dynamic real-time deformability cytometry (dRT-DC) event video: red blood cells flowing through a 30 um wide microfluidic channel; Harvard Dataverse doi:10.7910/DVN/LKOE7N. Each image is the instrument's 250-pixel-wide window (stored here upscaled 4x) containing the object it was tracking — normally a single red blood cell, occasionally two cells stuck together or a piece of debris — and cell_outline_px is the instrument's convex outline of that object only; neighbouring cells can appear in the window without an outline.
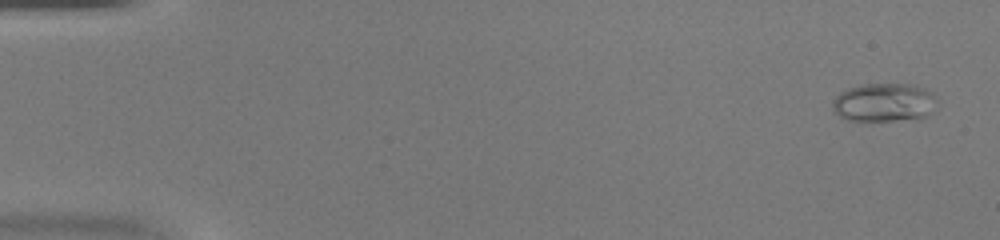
{"species": "common noctule bat (a hibernating species)", "species_latin": "Nyctalus noctula", "temperature_condition": "warm", "stored_images_in_passage": 49, "camera_frame_rate_fps": 3000, "um_per_image_px": 0.085, "animal": {"sex": "female", "body_mass_g": 20.0, "forearm_length_mm": 54.0}, "frame": {"image": 1, "passage_image": 2, "time_ms": 0.333, "image_size_px": [1000, 240], "cell_outline_px": [[940, 104], [928, 116], [920, 120], [848, 120], [832, 112], [832, 100], [840, 92], [848, 88], [860, 84], [912, 84], [928, 88], [932, 92]], "centroid_in_image_um": [75.22, 8.71], "position_along_channel_um": 9.8, "area_um2": 24.22}}
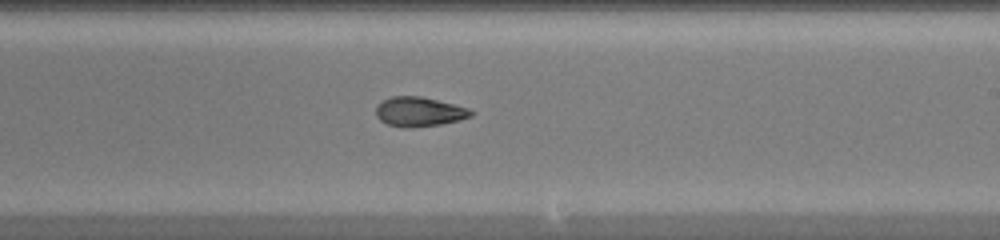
{"frame": {"image": 2, "passage_image": 30, "time_ms": 9.667, "image_size_px": [1000, 240], "cell_outline_px": [[476, 112], [472, 116], [460, 120], [440, 124], [412, 128], [404, 128], [388, 124], [380, 120], [376, 116], [376, 108], [384, 100], [392, 96], [420, 96], [468, 108]], "centroid_in_image_um": [35.65, 9.51], "position_along_channel_um": 253.4, "area_um2": 16.24}}
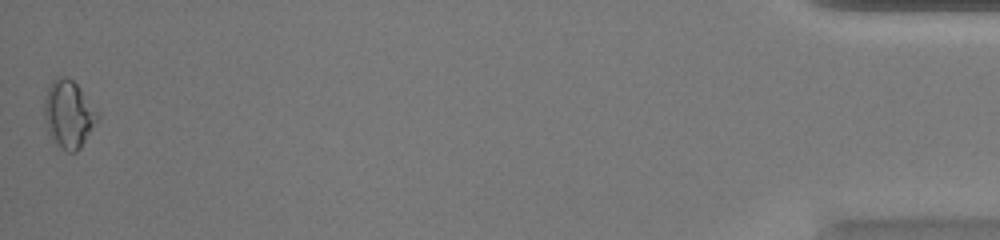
{"frame": {"image": 3, "passage_image": 49, "time_ms": 16.0, "image_size_px": [1000, 240], "cell_outline_px": [[100, 116], [80, 148], [76, 152], [68, 152], [60, 148], [48, 136], [44, 116], [44, 100], [48, 88], [52, 80], [56, 76], [64, 76], [72, 80], [80, 88]], "centroid_in_image_um": [5.8, 9.72], "position_along_channel_um": 429.4, "area_um2": 20.92}, "authors_computed_cell_mechanics": {"area_um2": 17.8024, "velocity_mm_per_s": 4.2185, "shape_relaxation_time_tau1_ms": null, "shape_relaxation_time_tau2_ms": 1.1009, "deformation_change_tau1": null, "deformation_change_tau2": 0.0603}}